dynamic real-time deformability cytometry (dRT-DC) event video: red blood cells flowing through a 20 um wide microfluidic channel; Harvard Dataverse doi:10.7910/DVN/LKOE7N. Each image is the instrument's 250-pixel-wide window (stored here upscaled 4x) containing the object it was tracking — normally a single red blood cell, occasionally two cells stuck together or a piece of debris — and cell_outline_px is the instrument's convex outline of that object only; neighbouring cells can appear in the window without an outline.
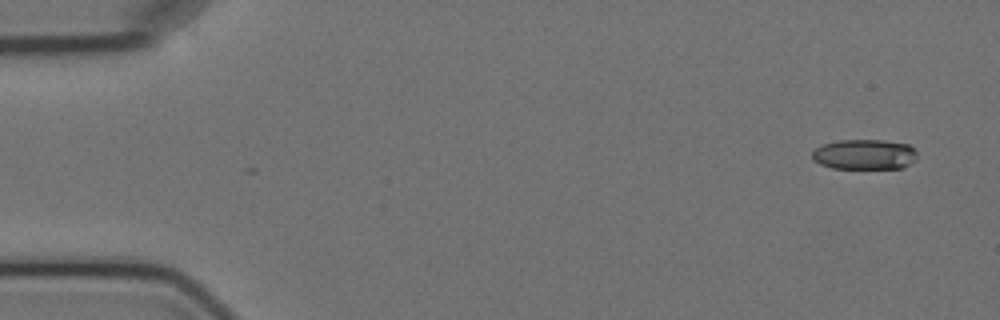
{"species": "Egyptian fruit bat (a non-hibernating species)", "species_latin": "Rousettus aegyptiacus", "temperature_condition": "cold", "stored_images_in_passage": 4, "camera_frame_rate_fps": 3000, "um_per_image_px": 0.085, "animal": {"sex": "female"}, "frame": {"image": 1, "passage_image": 1, "time_ms": 0.0, "image_size_px": [1000, 320], "cell_outline_px": [[916, 160], [904, 168], [832, 168], [820, 164], [812, 160], [812, 152], [816, 148], [824, 144], [840, 140], [884, 140], [908, 144], [916, 152]], "centroid_in_image_um": [73.49, 13.13], "position_along_channel_um": 11.5, "area_um2": 18.5}}
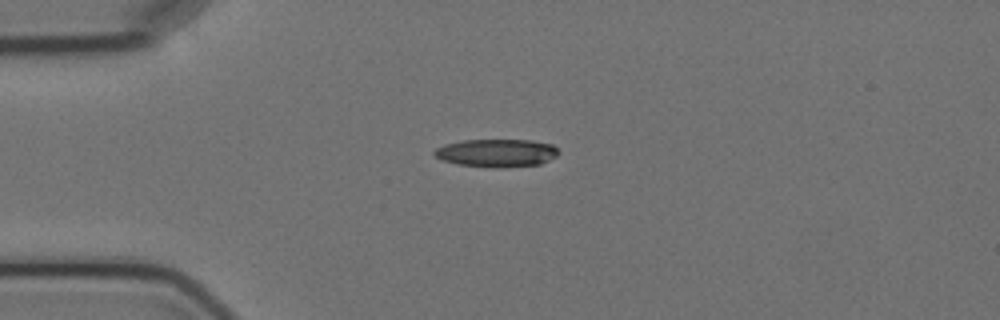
{"frame": {"image": 2, "passage_image": 4, "time_ms": 3.667, "image_size_px": [1000, 320], "cell_outline_px": [[560, 152], [556, 156], [540, 164], [496, 168], [456, 164], [444, 160], [436, 156], [432, 152], [436, 148], [444, 144], [464, 140], [532, 140], [552, 144]], "centroid_in_image_um": [42.21, 12.99], "position_along_channel_um": 42.8, "area_um2": 20.17}}